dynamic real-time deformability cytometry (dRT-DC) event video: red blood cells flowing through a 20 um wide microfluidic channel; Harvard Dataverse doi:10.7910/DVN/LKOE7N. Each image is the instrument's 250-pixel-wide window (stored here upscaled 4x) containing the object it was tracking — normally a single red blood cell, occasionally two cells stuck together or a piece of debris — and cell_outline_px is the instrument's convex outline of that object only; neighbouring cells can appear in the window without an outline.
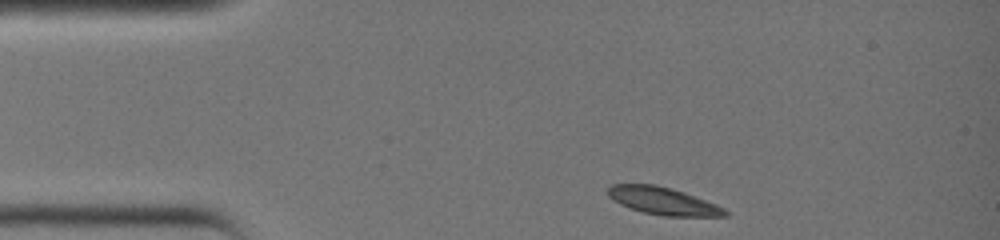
{"species": "common noctule bat (a hibernating species)", "species_latin": "Nyctalus noctula", "temperature_condition": "warm", "stored_images_in_passage": 29, "camera_frame_rate_fps": 3000, "um_per_image_px": 0.085, "animal": {"sex": "female", "body_mass_g": 19.0, "forearm_length_mm": 51.5}, "frame": {"image": 1, "passage_image": 1, "time_ms": 0.0, "image_size_px": [1000, 240], "cell_outline_px": [[728, 216], [664, 216], [644, 212], [620, 204], [608, 196], [608, 184], [656, 184], [672, 188], [684, 192], [716, 204], [724, 208], [728, 212]], "centroid_in_image_um": [56.36, 17.07], "position_along_channel_um": 28.6, "area_um2": 18.67}}
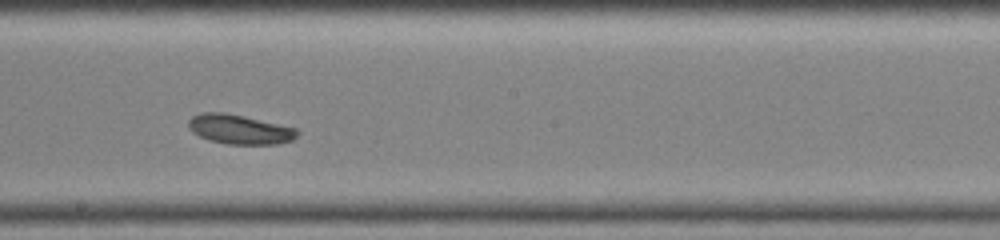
{"frame": {"image": 2, "passage_image": 16, "time_ms": 5.0, "image_size_px": [1000, 240], "cell_outline_px": [[300, 132], [292, 140], [276, 144], [228, 144], [208, 140], [192, 132], [188, 128], [188, 120], [192, 116], [200, 112], [224, 112], [244, 116], [296, 128]], "centroid_in_image_um": [20.33, 10.99], "position_along_channel_um": 227.9, "area_um2": 18.73}}
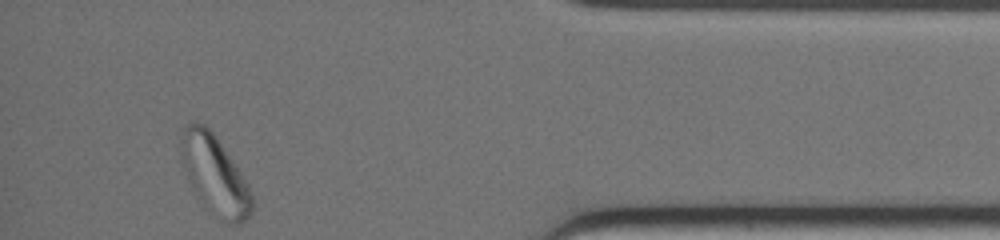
{"frame": {"image": 3, "passage_image": 29, "time_ms": 9.333, "image_size_px": [1000, 240], "cell_outline_px": [[252, 212], [240, 224], [224, 224], [192, 188], [188, 180], [180, 160], [180, 140], [184, 124], [188, 120], [196, 120], [204, 124], [212, 132], [240, 172], [252, 196]], "centroid_in_image_um": [18.19, 14.8], "position_along_channel_um": 417.0, "area_um2": 32.14}}